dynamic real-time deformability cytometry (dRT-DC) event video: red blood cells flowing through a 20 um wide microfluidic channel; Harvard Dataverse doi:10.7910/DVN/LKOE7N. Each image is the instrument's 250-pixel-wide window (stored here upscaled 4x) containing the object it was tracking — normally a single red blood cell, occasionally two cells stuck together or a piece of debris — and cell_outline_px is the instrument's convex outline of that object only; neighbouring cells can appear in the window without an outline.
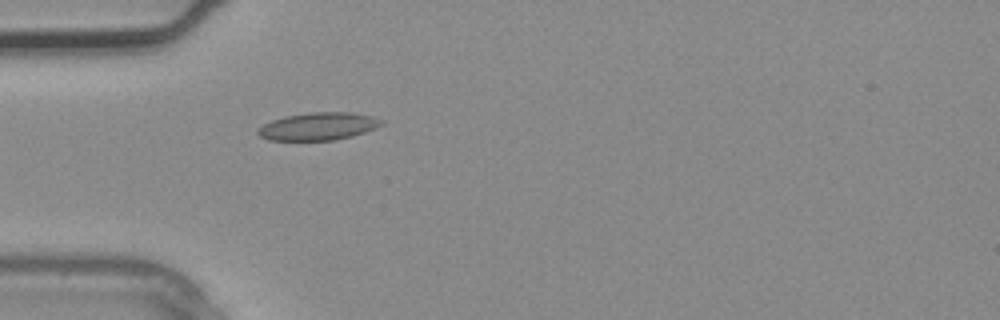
{"species": "common noctule bat (a hibernating species)", "species_latin": "Nyctalus noctula", "temperature_condition": "warm", "stored_images_in_passage": 1, "camera_frame_rate_fps": 3000, "um_per_image_px": 0.085, "animal": {"sex": "male", "body_mass_g": 20.4}, "frame": {"image": 1, "passage_image": 1, "time_ms": 0.0, "image_size_px": [1000, 320], "cell_outline_px": [[384, 124], [376, 128], [352, 136], [336, 140], [268, 140], [260, 136], [256, 132], [256, 128], [272, 120], [284, 116], [312, 112], [352, 112], [372, 116], [384, 120]], "centroid_in_image_um": [27.06, 10.73], "position_along_channel_um": 57.9, "area_um2": 20.06}}